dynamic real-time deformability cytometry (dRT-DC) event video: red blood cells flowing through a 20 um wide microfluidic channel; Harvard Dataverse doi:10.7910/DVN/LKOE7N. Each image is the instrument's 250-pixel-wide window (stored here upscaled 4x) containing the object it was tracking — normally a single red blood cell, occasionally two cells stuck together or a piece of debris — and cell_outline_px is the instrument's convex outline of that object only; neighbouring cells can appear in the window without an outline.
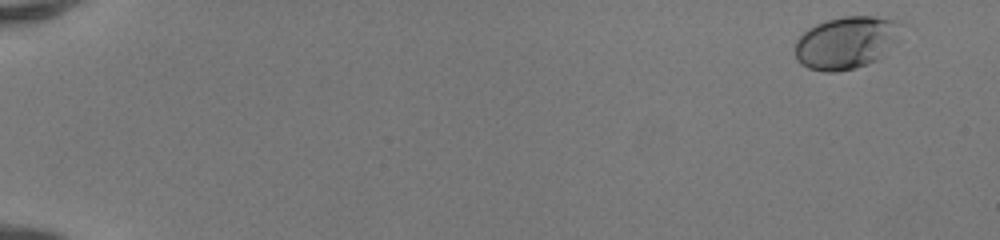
{"species": "human", "species_latin": "Homo sapiens", "temperature_condition": "room temperature", "stored_images_in_passage": 51, "camera_frame_rate_fps": 3000, "um_per_image_px": 0.085, "donor": {"sex": "female"}, "frame": {"image": 1, "passage_image": 3, "time_ms": 0.667, "image_size_px": [1000, 240], "cell_outline_px": [[908, 24], [896, 44], [876, 60], [856, 68], [836, 72], [824, 72], [808, 68], [800, 64], [796, 60], [796, 40], [808, 28], [816, 24], [828, 20], [844, 16], [876, 16], [900, 20]], "centroid_in_image_um": [72.03, 3.6], "position_along_channel_um": 13.0, "area_um2": 33.23}}
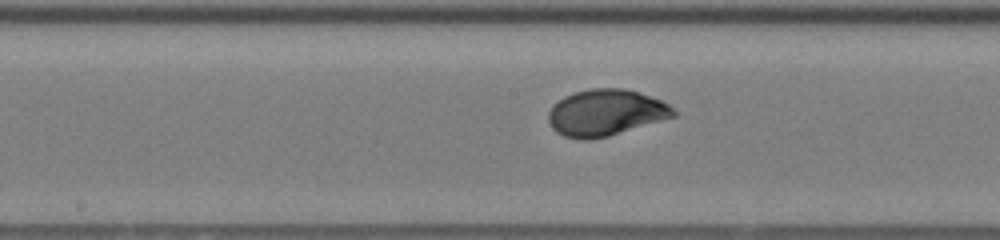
{"frame": {"image": 2, "passage_image": 29, "time_ms": 9.333, "image_size_px": [1000, 240], "cell_outline_px": [[676, 116], [608, 136], [588, 140], [580, 140], [564, 136], [556, 132], [552, 128], [548, 120], [548, 112], [552, 104], [564, 96], [576, 92], [592, 88], [624, 88], [660, 100], [668, 104], [676, 112]], "centroid_in_image_um": [51.44, 9.58], "position_along_channel_um": 196.8, "area_um2": 33.7}}
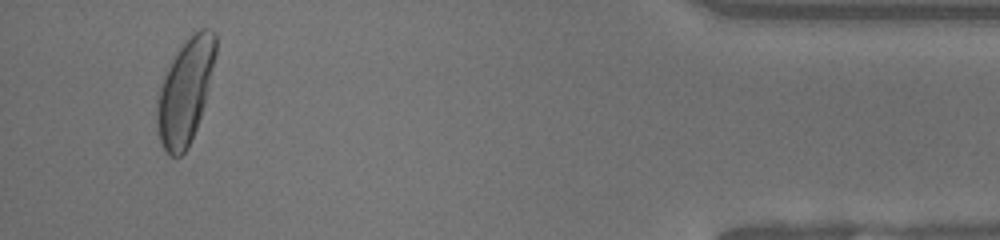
{"frame": {"image": 3, "passage_image": 49, "time_ms": 16.0, "image_size_px": [1000, 240], "cell_outline_px": [[216, 56], [204, 104], [196, 128], [188, 148], [180, 156], [168, 156], [160, 140], [156, 128], [156, 100], [164, 76], [180, 44], [192, 32], [200, 28], [212, 28], [216, 32]], "centroid_in_image_um": [15.74, 7.72], "position_along_channel_um": 419.5, "area_um2": 36.01}, "authors_computed_cell_mechanics": {"area_um2": 32.946, "velocity_mm_per_s": 4.1774, "shape_relaxation_time_tau1_ms": 2.3941, "shape_relaxation_time_tau2_ms": null, "deformation_change_tau1": 0.15, "deformation_change_tau2": null}}